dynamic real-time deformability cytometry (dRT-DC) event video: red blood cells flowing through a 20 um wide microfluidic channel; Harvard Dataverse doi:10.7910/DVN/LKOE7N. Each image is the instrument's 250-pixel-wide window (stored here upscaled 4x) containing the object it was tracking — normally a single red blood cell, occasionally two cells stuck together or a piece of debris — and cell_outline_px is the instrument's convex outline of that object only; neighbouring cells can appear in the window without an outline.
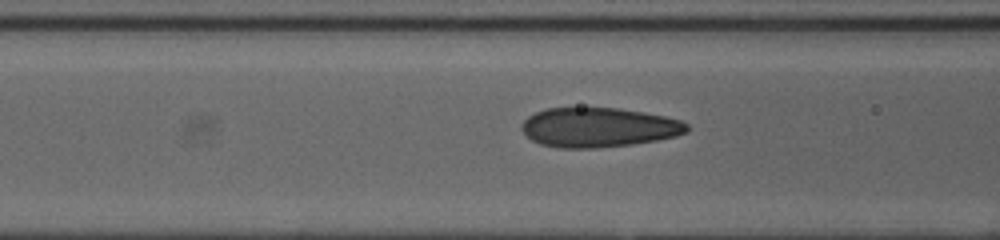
{"species": "human", "species_latin": "Homo sapiens", "temperature_condition": "cold", "stored_images_in_passage": 8, "camera_frame_rate_fps": 3000, "um_per_image_px": 0.085, "donor": {"sex": "female"}, "frame": {"image": 1, "passage_image": 6, "time_ms": 1.667, "image_size_px": [1000, 240], "cell_outline_px": [[688, 132], [676, 136], [656, 140], [632, 144], [596, 148], [560, 148], [540, 144], [532, 140], [520, 128], [524, 120], [528, 116], [544, 108], [620, 108], [644, 112], [664, 116], [680, 120], [688, 124]], "centroid_in_image_um": [50.88, 10.83], "position_along_channel_um": 115.7, "area_um2": 38.09}}